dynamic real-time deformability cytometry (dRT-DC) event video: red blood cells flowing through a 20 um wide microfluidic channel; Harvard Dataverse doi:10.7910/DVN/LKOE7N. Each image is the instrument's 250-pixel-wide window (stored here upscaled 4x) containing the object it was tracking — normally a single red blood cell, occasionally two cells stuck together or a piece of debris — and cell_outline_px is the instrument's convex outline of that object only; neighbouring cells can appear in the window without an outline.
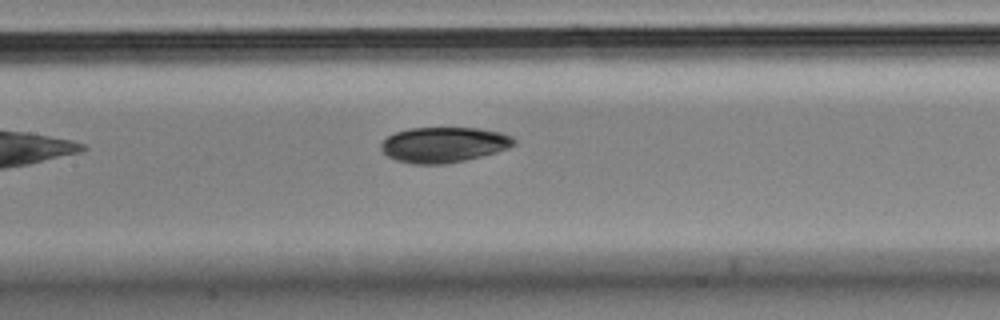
{"species": "Egyptian fruit bat (a non-hibernating species)", "species_latin": "Rousettus aegyptiacus", "temperature_condition": "cold", "stored_images_in_passage": 6, "camera_frame_rate_fps": 3000, "um_per_image_px": 0.085, "animal": {"sex": "male"}, "frame": {"image": 1, "passage_image": 6, "time_ms": 1.667, "image_size_px": [1000, 320], "cell_outline_px": [[516, 144], [508, 148], [496, 152], [464, 160], [444, 164], [412, 164], [396, 160], [388, 156], [380, 148], [380, 144], [388, 136], [396, 132], [412, 128], [480, 128], [500, 132], [512, 136], [516, 140]], "centroid_in_image_um": [37.73, 12.3], "position_along_channel_um": 169.7, "area_um2": 27.34}}